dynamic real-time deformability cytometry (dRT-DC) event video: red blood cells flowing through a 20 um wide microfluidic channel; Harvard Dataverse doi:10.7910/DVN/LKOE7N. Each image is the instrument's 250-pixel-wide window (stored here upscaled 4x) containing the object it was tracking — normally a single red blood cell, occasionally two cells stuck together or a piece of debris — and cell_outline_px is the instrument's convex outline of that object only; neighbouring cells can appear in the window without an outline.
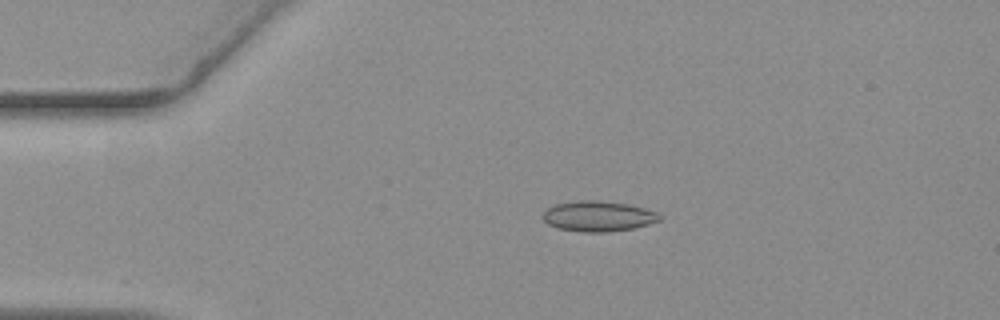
{"species": "common noctule bat (a hibernating species)", "species_latin": "Nyctalus noctula", "temperature_condition": "warm", "stored_images_in_passage": 45, "camera_frame_rate_fps": 3000, "um_per_image_px": 0.085, "animal": {"sex": "female", "body_mass_g": 19.3, "forearm_length_mm": 54.1}, "frame": {"image": 1, "passage_image": 1, "time_ms": 0.0, "image_size_px": [1000, 320], "cell_outline_px": [[664, 216], [660, 220], [648, 224], [632, 228], [604, 232], [580, 232], [556, 228], [548, 224], [540, 216], [548, 208], [556, 204], [576, 200], [600, 200], [628, 204], [644, 208], [656, 212]], "centroid_in_image_um": [50.82, 18.37], "position_along_channel_um": 34.2, "area_um2": 20.81}}
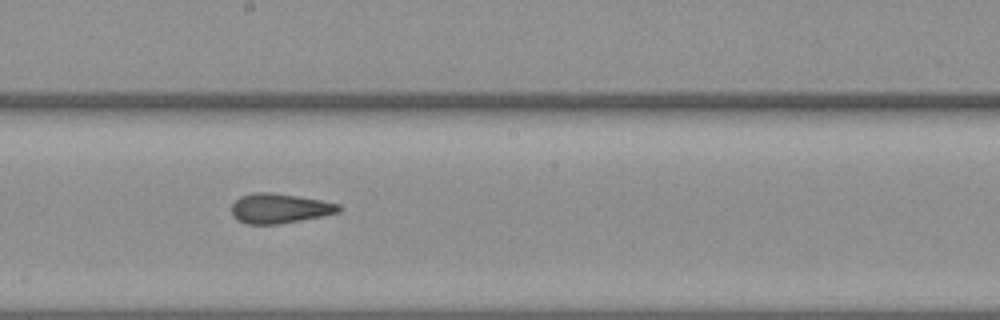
{"frame": {"image": 2, "passage_image": 20, "time_ms": 6.333, "image_size_px": [1000, 320], "cell_outline_px": [[344, 208], [340, 212], [324, 216], [280, 224], [248, 224], [232, 216], [232, 204], [240, 196], [252, 192], [272, 192], [320, 200], [340, 204]], "centroid_in_image_um": [23.8, 17.71], "position_along_channel_um": 224.4, "area_um2": 18.73}}
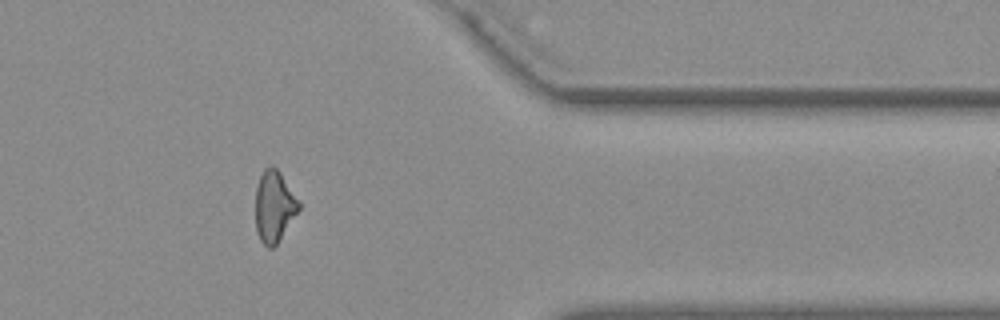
{"frame": {"image": 3, "passage_image": 35, "time_ms": 11.333, "image_size_px": [1000, 320], "cell_outline_px": [[300, 208], [276, 244], [272, 248], [268, 248], [260, 240], [256, 228], [256, 188], [260, 176], [264, 168], [272, 164], [280, 172], [300, 200]], "centroid_in_image_um": [23.31, 17.51], "position_along_channel_um": 388.1, "area_um2": 17.92}, "authors_computed_cell_mechanics": {"area_um2": 18.7272, "velocity_mm_per_s": 3.6582, "shape_relaxation_time_tau1_ms": null, "shape_relaxation_time_tau2_ms": 1.9883, "deformation_change_tau1": null, "deformation_change_tau2": 0.0893}}